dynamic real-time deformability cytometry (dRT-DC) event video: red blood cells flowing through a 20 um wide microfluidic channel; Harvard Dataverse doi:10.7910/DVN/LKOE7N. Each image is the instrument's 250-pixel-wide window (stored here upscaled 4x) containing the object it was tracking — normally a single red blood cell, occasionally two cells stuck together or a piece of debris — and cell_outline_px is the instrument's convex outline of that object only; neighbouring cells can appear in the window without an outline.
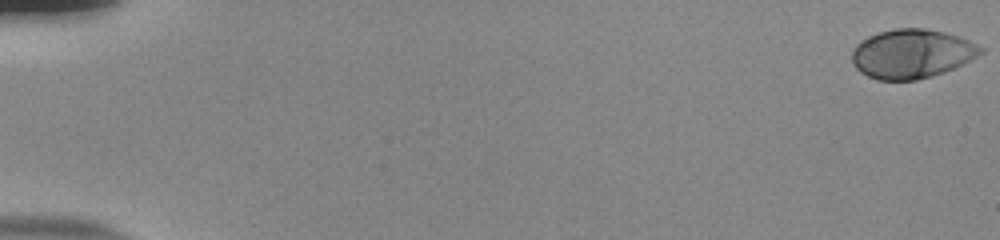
{"species": "human", "species_latin": "Homo sapiens", "temperature_condition": "room temperature", "stored_images_in_passage": 55, "camera_frame_rate_fps": 3000, "um_per_image_px": 0.085, "donor": {"sex": "male"}, "frame": {"image": 1, "passage_image": 1, "time_ms": 0.0, "image_size_px": [1000, 240], "cell_outline_px": [[984, 52], [944, 72], [932, 76], [916, 80], [876, 80], [860, 72], [852, 64], [852, 52], [856, 44], [860, 40], [868, 36], [880, 32], [896, 28], [924, 28], [944, 32], [960, 36], [984, 48]], "centroid_in_image_um": [77.46, 4.56], "position_along_channel_um": 7.5, "area_um2": 36.76}}
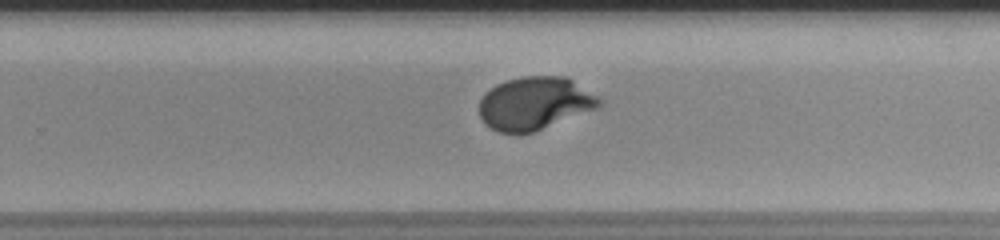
{"frame": {"image": 2, "passage_image": 37, "time_ms": 12.0, "image_size_px": [1000, 240], "cell_outline_px": [[604, 104], [596, 108], [532, 132], [500, 132], [484, 124], [480, 116], [480, 100], [484, 92], [496, 84], [508, 80], [524, 76], [568, 76], [604, 100]], "centroid_in_image_um": [45.46, 8.75], "position_along_channel_um": 284.3, "area_um2": 36.82}}
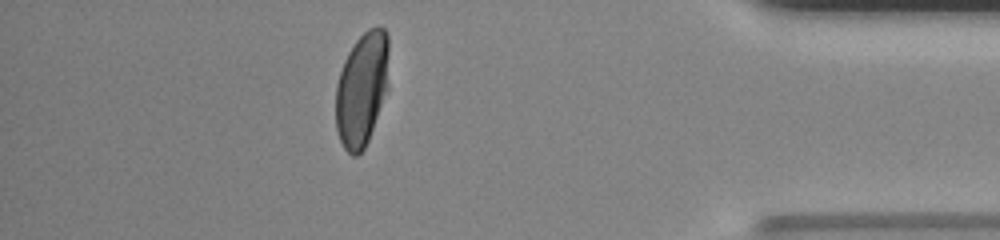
{"frame": {"image": 3, "passage_image": 49, "time_ms": 16.0, "image_size_px": [1000, 240], "cell_outline_px": [[388, 88], [368, 140], [364, 148], [356, 156], [352, 156], [344, 148], [340, 140], [336, 128], [336, 84], [344, 60], [348, 52], [356, 40], [368, 28], [376, 24], [380, 24], [388, 32]], "centroid_in_image_um": [30.77, 7.51], "position_along_channel_um": 404.4, "area_um2": 35.55}, "authors_computed_cell_mechanics": {"area_um2": 36.4718, "velocity_mm_per_s": 3.8546, "shape_relaxation_time_tau1_ms": 3.2697, "shape_relaxation_time_tau2_ms": null, "deformation_change_tau1": 0.2019, "deformation_change_tau2": null}}